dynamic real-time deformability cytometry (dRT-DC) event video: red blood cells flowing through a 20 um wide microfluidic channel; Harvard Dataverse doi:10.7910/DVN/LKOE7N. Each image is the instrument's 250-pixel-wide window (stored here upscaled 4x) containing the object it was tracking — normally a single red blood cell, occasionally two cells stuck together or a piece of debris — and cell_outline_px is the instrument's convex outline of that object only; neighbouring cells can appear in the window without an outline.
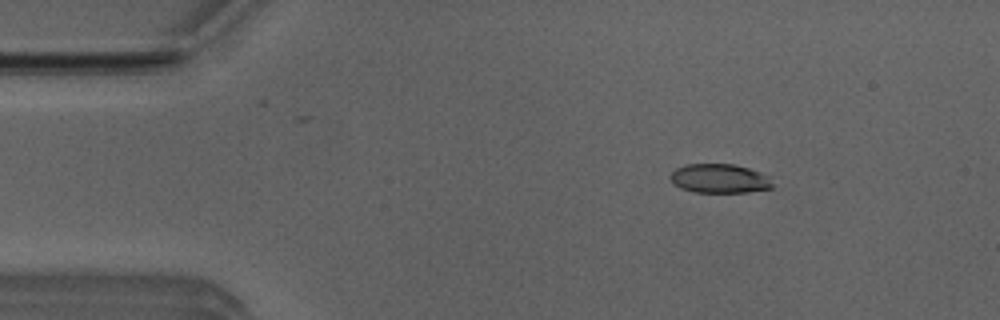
{"species": "Egyptian fruit bat (a non-hibernating species)", "species_latin": "Rousettus aegyptiacus", "temperature_condition": "room temperature", "stored_images_in_passage": 6, "camera_frame_rate_fps": 3000, "um_per_image_px": 0.085, "animal": {"sex": "male"}, "frame": {"image": 1, "passage_image": 3, "time_ms": 0.667, "image_size_px": [1000, 320], "cell_outline_px": [[772, 188], [748, 192], [696, 192], [680, 188], [672, 184], [668, 176], [676, 168], [684, 164], [732, 164], [748, 168], [772, 176]], "centroid_in_image_um": [61.15, 15.17], "position_along_channel_um": 23.9, "area_um2": 17.57}}